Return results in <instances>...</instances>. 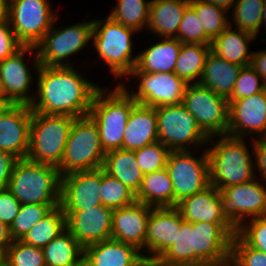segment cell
I'll list each match as a JSON object with an SVG mask.
<instances>
[{
  "instance_id": "1",
  "label": "cell",
  "mask_w": 266,
  "mask_h": 266,
  "mask_svg": "<svg viewBox=\"0 0 266 266\" xmlns=\"http://www.w3.org/2000/svg\"><path fill=\"white\" fill-rule=\"evenodd\" d=\"M37 90L30 105L33 112L47 115L87 116L95 93L101 87L83 77L75 66L40 65Z\"/></svg>"
},
{
  "instance_id": "2",
  "label": "cell",
  "mask_w": 266,
  "mask_h": 266,
  "mask_svg": "<svg viewBox=\"0 0 266 266\" xmlns=\"http://www.w3.org/2000/svg\"><path fill=\"white\" fill-rule=\"evenodd\" d=\"M248 142L228 134L209 137L206 150L211 185L221 190L256 178L253 148L250 151Z\"/></svg>"
},
{
  "instance_id": "3",
  "label": "cell",
  "mask_w": 266,
  "mask_h": 266,
  "mask_svg": "<svg viewBox=\"0 0 266 266\" xmlns=\"http://www.w3.org/2000/svg\"><path fill=\"white\" fill-rule=\"evenodd\" d=\"M109 91L101 86L94 95L89 116L97 124L100 141L105 153L122 149L124 130L134 98L120 84Z\"/></svg>"
},
{
  "instance_id": "4",
  "label": "cell",
  "mask_w": 266,
  "mask_h": 266,
  "mask_svg": "<svg viewBox=\"0 0 266 266\" xmlns=\"http://www.w3.org/2000/svg\"><path fill=\"white\" fill-rule=\"evenodd\" d=\"M106 16L102 19L93 18L92 46L113 74L114 80L120 81L126 79L136 66L138 55L133 56L132 36L137 31Z\"/></svg>"
},
{
  "instance_id": "5",
  "label": "cell",
  "mask_w": 266,
  "mask_h": 266,
  "mask_svg": "<svg viewBox=\"0 0 266 266\" xmlns=\"http://www.w3.org/2000/svg\"><path fill=\"white\" fill-rule=\"evenodd\" d=\"M61 178L54 165L18 159L7 189L21 204H60Z\"/></svg>"
},
{
  "instance_id": "6",
  "label": "cell",
  "mask_w": 266,
  "mask_h": 266,
  "mask_svg": "<svg viewBox=\"0 0 266 266\" xmlns=\"http://www.w3.org/2000/svg\"><path fill=\"white\" fill-rule=\"evenodd\" d=\"M75 117L33 112L27 159L58 167Z\"/></svg>"
},
{
  "instance_id": "7",
  "label": "cell",
  "mask_w": 266,
  "mask_h": 266,
  "mask_svg": "<svg viewBox=\"0 0 266 266\" xmlns=\"http://www.w3.org/2000/svg\"><path fill=\"white\" fill-rule=\"evenodd\" d=\"M105 152L95 121L89 116L75 118L69 131L64 156L58 166L61 176L101 168Z\"/></svg>"
},
{
  "instance_id": "8",
  "label": "cell",
  "mask_w": 266,
  "mask_h": 266,
  "mask_svg": "<svg viewBox=\"0 0 266 266\" xmlns=\"http://www.w3.org/2000/svg\"><path fill=\"white\" fill-rule=\"evenodd\" d=\"M57 18L35 46L38 60L40 65L48 67L73 66L69 57L78 54L92 41L93 20L59 28L54 25L58 21Z\"/></svg>"
},
{
  "instance_id": "9",
  "label": "cell",
  "mask_w": 266,
  "mask_h": 266,
  "mask_svg": "<svg viewBox=\"0 0 266 266\" xmlns=\"http://www.w3.org/2000/svg\"><path fill=\"white\" fill-rule=\"evenodd\" d=\"M156 112L158 139L170 151L192 150V148L197 150L198 147H207L209 137L182 104L160 106L156 108Z\"/></svg>"
},
{
  "instance_id": "10",
  "label": "cell",
  "mask_w": 266,
  "mask_h": 266,
  "mask_svg": "<svg viewBox=\"0 0 266 266\" xmlns=\"http://www.w3.org/2000/svg\"><path fill=\"white\" fill-rule=\"evenodd\" d=\"M194 150L170 151L166 169L174 189V207L184 198L190 197L211 185L207 150L195 157Z\"/></svg>"
},
{
  "instance_id": "11",
  "label": "cell",
  "mask_w": 266,
  "mask_h": 266,
  "mask_svg": "<svg viewBox=\"0 0 266 266\" xmlns=\"http://www.w3.org/2000/svg\"><path fill=\"white\" fill-rule=\"evenodd\" d=\"M182 105L194 116L208 136L225 135L229 126L228 99L199 83L188 84Z\"/></svg>"
},
{
  "instance_id": "12",
  "label": "cell",
  "mask_w": 266,
  "mask_h": 266,
  "mask_svg": "<svg viewBox=\"0 0 266 266\" xmlns=\"http://www.w3.org/2000/svg\"><path fill=\"white\" fill-rule=\"evenodd\" d=\"M50 1L9 0L8 19L24 46H36L52 27L58 12L52 9Z\"/></svg>"
},
{
  "instance_id": "13",
  "label": "cell",
  "mask_w": 266,
  "mask_h": 266,
  "mask_svg": "<svg viewBox=\"0 0 266 266\" xmlns=\"http://www.w3.org/2000/svg\"><path fill=\"white\" fill-rule=\"evenodd\" d=\"M27 55L33 56H30L33 58L31 69L25 62ZM39 66L35 46H23L15 54L0 62V92L10 104L28 106L32 104L35 94L31 91L32 81H34L31 71L37 72Z\"/></svg>"
},
{
  "instance_id": "14",
  "label": "cell",
  "mask_w": 266,
  "mask_h": 266,
  "mask_svg": "<svg viewBox=\"0 0 266 266\" xmlns=\"http://www.w3.org/2000/svg\"><path fill=\"white\" fill-rule=\"evenodd\" d=\"M136 79L137 89L130 91L124 83H120L138 104L150 107L182 104L187 83L173 73H146L131 71L126 79Z\"/></svg>"
},
{
  "instance_id": "15",
  "label": "cell",
  "mask_w": 266,
  "mask_h": 266,
  "mask_svg": "<svg viewBox=\"0 0 266 266\" xmlns=\"http://www.w3.org/2000/svg\"><path fill=\"white\" fill-rule=\"evenodd\" d=\"M220 198L223 214L236 229L247 219L266 216V182L258 177L222 188Z\"/></svg>"
},
{
  "instance_id": "16",
  "label": "cell",
  "mask_w": 266,
  "mask_h": 266,
  "mask_svg": "<svg viewBox=\"0 0 266 266\" xmlns=\"http://www.w3.org/2000/svg\"><path fill=\"white\" fill-rule=\"evenodd\" d=\"M195 265L220 266L231 257L232 239L237 229L232 224L193 223Z\"/></svg>"
},
{
  "instance_id": "17",
  "label": "cell",
  "mask_w": 266,
  "mask_h": 266,
  "mask_svg": "<svg viewBox=\"0 0 266 266\" xmlns=\"http://www.w3.org/2000/svg\"><path fill=\"white\" fill-rule=\"evenodd\" d=\"M102 167L62 176L60 206L63 211H81L102 205Z\"/></svg>"
},
{
  "instance_id": "18",
  "label": "cell",
  "mask_w": 266,
  "mask_h": 266,
  "mask_svg": "<svg viewBox=\"0 0 266 266\" xmlns=\"http://www.w3.org/2000/svg\"><path fill=\"white\" fill-rule=\"evenodd\" d=\"M266 130V89L258 94L233 101L229 105L227 134L258 139ZM257 134V135H256Z\"/></svg>"
},
{
  "instance_id": "19",
  "label": "cell",
  "mask_w": 266,
  "mask_h": 266,
  "mask_svg": "<svg viewBox=\"0 0 266 266\" xmlns=\"http://www.w3.org/2000/svg\"><path fill=\"white\" fill-rule=\"evenodd\" d=\"M32 109L28 105L10 104L0 113V150L17 159L28 155Z\"/></svg>"
},
{
  "instance_id": "20",
  "label": "cell",
  "mask_w": 266,
  "mask_h": 266,
  "mask_svg": "<svg viewBox=\"0 0 266 266\" xmlns=\"http://www.w3.org/2000/svg\"><path fill=\"white\" fill-rule=\"evenodd\" d=\"M112 211L103 205L81 211H64L66 229L84 248L110 239Z\"/></svg>"
},
{
  "instance_id": "21",
  "label": "cell",
  "mask_w": 266,
  "mask_h": 266,
  "mask_svg": "<svg viewBox=\"0 0 266 266\" xmlns=\"http://www.w3.org/2000/svg\"><path fill=\"white\" fill-rule=\"evenodd\" d=\"M180 226L181 213L177 207H153L145 238L146 261L157 260L175 242Z\"/></svg>"
},
{
  "instance_id": "22",
  "label": "cell",
  "mask_w": 266,
  "mask_h": 266,
  "mask_svg": "<svg viewBox=\"0 0 266 266\" xmlns=\"http://www.w3.org/2000/svg\"><path fill=\"white\" fill-rule=\"evenodd\" d=\"M153 207L141 202L112 211L111 238L145 252L147 224Z\"/></svg>"
},
{
  "instance_id": "23",
  "label": "cell",
  "mask_w": 266,
  "mask_h": 266,
  "mask_svg": "<svg viewBox=\"0 0 266 266\" xmlns=\"http://www.w3.org/2000/svg\"><path fill=\"white\" fill-rule=\"evenodd\" d=\"M144 254L132 245L110 238L84 248L83 266H144Z\"/></svg>"
},
{
  "instance_id": "24",
  "label": "cell",
  "mask_w": 266,
  "mask_h": 266,
  "mask_svg": "<svg viewBox=\"0 0 266 266\" xmlns=\"http://www.w3.org/2000/svg\"><path fill=\"white\" fill-rule=\"evenodd\" d=\"M176 207L182 218L192 223L232 224L222 212L220 190L213 185L184 198Z\"/></svg>"
},
{
  "instance_id": "25",
  "label": "cell",
  "mask_w": 266,
  "mask_h": 266,
  "mask_svg": "<svg viewBox=\"0 0 266 266\" xmlns=\"http://www.w3.org/2000/svg\"><path fill=\"white\" fill-rule=\"evenodd\" d=\"M159 141L156 108L136 104L128 117L122 149L137 150Z\"/></svg>"
},
{
  "instance_id": "26",
  "label": "cell",
  "mask_w": 266,
  "mask_h": 266,
  "mask_svg": "<svg viewBox=\"0 0 266 266\" xmlns=\"http://www.w3.org/2000/svg\"><path fill=\"white\" fill-rule=\"evenodd\" d=\"M190 0H151L146 30L159 38H177L178 29Z\"/></svg>"
},
{
  "instance_id": "27",
  "label": "cell",
  "mask_w": 266,
  "mask_h": 266,
  "mask_svg": "<svg viewBox=\"0 0 266 266\" xmlns=\"http://www.w3.org/2000/svg\"><path fill=\"white\" fill-rule=\"evenodd\" d=\"M181 44L177 38H160L137 54L136 66L132 71L173 73Z\"/></svg>"
},
{
  "instance_id": "28",
  "label": "cell",
  "mask_w": 266,
  "mask_h": 266,
  "mask_svg": "<svg viewBox=\"0 0 266 266\" xmlns=\"http://www.w3.org/2000/svg\"><path fill=\"white\" fill-rule=\"evenodd\" d=\"M242 67L228 62L210 51L206 57L203 73L198 83L228 99L234 90Z\"/></svg>"
},
{
  "instance_id": "29",
  "label": "cell",
  "mask_w": 266,
  "mask_h": 266,
  "mask_svg": "<svg viewBox=\"0 0 266 266\" xmlns=\"http://www.w3.org/2000/svg\"><path fill=\"white\" fill-rule=\"evenodd\" d=\"M256 36L229 25L211 43V51L228 62L248 66L253 57V50L249 45Z\"/></svg>"
},
{
  "instance_id": "30",
  "label": "cell",
  "mask_w": 266,
  "mask_h": 266,
  "mask_svg": "<svg viewBox=\"0 0 266 266\" xmlns=\"http://www.w3.org/2000/svg\"><path fill=\"white\" fill-rule=\"evenodd\" d=\"M102 168L137 194L144 174L139 168L134 151L118 149L105 153Z\"/></svg>"
},
{
  "instance_id": "31",
  "label": "cell",
  "mask_w": 266,
  "mask_h": 266,
  "mask_svg": "<svg viewBox=\"0 0 266 266\" xmlns=\"http://www.w3.org/2000/svg\"><path fill=\"white\" fill-rule=\"evenodd\" d=\"M136 201L151 207H174V189L166 167L144 175Z\"/></svg>"
},
{
  "instance_id": "32",
  "label": "cell",
  "mask_w": 266,
  "mask_h": 266,
  "mask_svg": "<svg viewBox=\"0 0 266 266\" xmlns=\"http://www.w3.org/2000/svg\"><path fill=\"white\" fill-rule=\"evenodd\" d=\"M46 266H83L84 247L65 229L42 248Z\"/></svg>"
},
{
  "instance_id": "33",
  "label": "cell",
  "mask_w": 266,
  "mask_h": 266,
  "mask_svg": "<svg viewBox=\"0 0 266 266\" xmlns=\"http://www.w3.org/2000/svg\"><path fill=\"white\" fill-rule=\"evenodd\" d=\"M211 45L182 43L174 73L187 84L198 83Z\"/></svg>"
},
{
  "instance_id": "34",
  "label": "cell",
  "mask_w": 266,
  "mask_h": 266,
  "mask_svg": "<svg viewBox=\"0 0 266 266\" xmlns=\"http://www.w3.org/2000/svg\"><path fill=\"white\" fill-rule=\"evenodd\" d=\"M195 230L193 223L181 215V226L175 242L157 259L167 265H195Z\"/></svg>"
},
{
  "instance_id": "35",
  "label": "cell",
  "mask_w": 266,
  "mask_h": 266,
  "mask_svg": "<svg viewBox=\"0 0 266 266\" xmlns=\"http://www.w3.org/2000/svg\"><path fill=\"white\" fill-rule=\"evenodd\" d=\"M65 229L66 216L59 205L36 223L20 241L27 245L43 248Z\"/></svg>"
},
{
  "instance_id": "36",
  "label": "cell",
  "mask_w": 266,
  "mask_h": 266,
  "mask_svg": "<svg viewBox=\"0 0 266 266\" xmlns=\"http://www.w3.org/2000/svg\"><path fill=\"white\" fill-rule=\"evenodd\" d=\"M116 6L108 14L114 21L138 33L147 29L151 0H116Z\"/></svg>"
},
{
  "instance_id": "37",
  "label": "cell",
  "mask_w": 266,
  "mask_h": 266,
  "mask_svg": "<svg viewBox=\"0 0 266 266\" xmlns=\"http://www.w3.org/2000/svg\"><path fill=\"white\" fill-rule=\"evenodd\" d=\"M190 6L195 10L202 22L205 35L213 41L229 25V12L205 0H190Z\"/></svg>"
},
{
  "instance_id": "38",
  "label": "cell",
  "mask_w": 266,
  "mask_h": 266,
  "mask_svg": "<svg viewBox=\"0 0 266 266\" xmlns=\"http://www.w3.org/2000/svg\"><path fill=\"white\" fill-rule=\"evenodd\" d=\"M264 0H237L230 25L257 37L260 34Z\"/></svg>"
},
{
  "instance_id": "39",
  "label": "cell",
  "mask_w": 266,
  "mask_h": 266,
  "mask_svg": "<svg viewBox=\"0 0 266 266\" xmlns=\"http://www.w3.org/2000/svg\"><path fill=\"white\" fill-rule=\"evenodd\" d=\"M99 195L102 205L112 210L126 207L136 202V194L117 178L107 174L103 168Z\"/></svg>"
},
{
  "instance_id": "40",
  "label": "cell",
  "mask_w": 266,
  "mask_h": 266,
  "mask_svg": "<svg viewBox=\"0 0 266 266\" xmlns=\"http://www.w3.org/2000/svg\"><path fill=\"white\" fill-rule=\"evenodd\" d=\"M60 204H21L18 215L10 225V233L14 241L21 240L27 232L53 208Z\"/></svg>"
},
{
  "instance_id": "41",
  "label": "cell",
  "mask_w": 266,
  "mask_h": 266,
  "mask_svg": "<svg viewBox=\"0 0 266 266\" xmlns=\"http://www.w3.org/2000/svg\"><path fill=\"white\" fill-rule=\"evenodd\" d=\"M6 266H46L42 248L13 241L5 251Z\"/></svg>"
},
{
  "instance_id": "42",
  "label": "cell",
  "mask_w": 266,
  "mask_h": 266,
  "mask_svg": "<svg viewBox=\"0 0 266 266\" xmlns=\"http://www.w3.org/2000/svg\"><path fill=\"white\" fill-rule=\"evenodd\" d=\"M134 153L139 168L145 175L165 168L170 150L160 141H157L134 150Z\"/></svg>"
},
{
  "instance_id": "43",
  "label": "cell",
  "mask_w": 266,
  "mask_h": 266,
  "mask_svg": "<svg viewBox=\"0 0 266 266\" xmlns=\"http://www.w3.org/2000/svg\"><path fill=\"white\" fill-rule=\"evenodd\" d=\"M177 39L181 43L211 45L212 41L205 35L202 22L195 10L189 5L182 17Z\"/></svg>"
},
{
  "instance_id": "44",
  "label": "cell",
  "mask_w": 266,
  "mask_h": 266,
  "mask_svg": "<svg viewBox=\"0 0 266 266\" xmlns=\"http://www.w3.org/2000/svg\"><path fill=\"white\" fill-rule=\"evenodd\" d=\"M266 89L262 77L250 66L242 67L236 80L234 90L228 98V104L233 101L258 94Z\"/></svg>"
},
{
  "instance_id": "45",
  "label": "cell",
  "mask_w": 266,
  "mask_h": 266,
  "mask_svg": "<svg viewBox=\"0 0 266 266\" xmlns=\"http://www.w3.org/2000/svg\"><path fill=\"white\" fill-rule=\"evenodd\" d=\"M230 258L238 266H266V253L250 247L237 233L232 239Z\"/></svg>"
},
{
  "instance_id": "46",
  "label": "cell",
  "mask_w": 266,
  "mask_h": 266,
  "mask_svg": "<svg viewBox=\"0 0 266 266\" xmlns=\"http://www.w3.org/2000/svg\"><path fill=\"white\" fill-rule=\"evenodd\" d=\"M237 234L250 246L266 253V216L245 221Z\"/></svg>"
},
{
  "instance_id": "47",
  "label": "cell",
  "mask_w": 266,
  "mask_h": 266,
  "mask_svg": "<svg viewBox=\"0 0 266 266\" xmlns=\"http://www.w3.org/2000/svg\"><path fill=\"white\" fill-rule=\"evenodd\" d=\"M24 45L17 39L9 19L0 22V62L15 54Z\"/></svg>"
},
{
  "instance_id": "48",
  "label": "cell",
  "mask_w": 266,
  "mask_h": 266,
  "mask_svg": "<svg viewBox=\"0 0 266 266\" xmlns=\"http://www.w3.org/2000/svg\"><path fill=\"white\" fill-rule=\"evenodd\" d=\"M20 206L21 203L7 188L0 190V221L10 227L18 215Z\"/></svg>"
},
{
  "instance_id": "49",
  "label": "cell",
  "mask_w": 266,
  "mask_h": 266,
  "mask_svg": "<svg viewBox=\"0 0 266 266\" xmlns=\"http://www.w3.org/2000/svg\"><path fill=\"white\" fill-rule=\"evenodd\" d=\"M17 158L11 153L0 150V190L6 189Z\"/></svg>"
},
{
  "instance_id": "50",
  "label": "cell",
  "mask_w": 266,
  "mask_h": 266,
  "mask_svg": "<svg viewBox=\"0 0 266 266\" xmlns=\"http://www.w3.org/2000/svg\"><path fill=\"white\" fill-rule=\"evenodd\" d=\"M251 147L253 148L254 154V164H255V173L256 170L259 172V176L262 177V180L266 182V145H264L259 139L251 140Z\"/></svg>"
},
{
  "instance_id": "51",
  "label": "cell",
  "mask_w": 266,
  "mask_h": 266,
  "mask_svg": "<svg viewBox=\"0 0 266 266\" xmlns=\"http://www.w3.org/2000/svg\"><path fill=\"white\" fill-rule=\"evenodd\" d=\"M250 66L262 77L266 84V49L253 51Z\"/></svg>"
},
{
  "instance_id": "52",
  "label": "cell",
  "mask_w": 266,
  "mask_h": 266,
  "mask_svg": "<svg viewBox=\"0 0 266 266\" xmlns=\"http://www.w3.org/2000/svg\"><path fill=\"white\" fill-rule=\"evenodd\" d=\"M13 241L14 240L12 239L10 233V227L0 221V250L5 253Z\"/></svg>"
},
{
  "instance_id": "53",
  "label": "cell",
  "mask_w": 266,
  "mask_h": 266,
  "mask_svg": "<svg viewBox=\"0 0 266 266\" xmlns=\"http://www.w3.org/2000/svg\"><path fill=\"white\" fill-rule=\"evenodd\" d=\"M205 1L210 2L216 6L222 7L230 13L237 0H205Z\"/></svg>"
},
{
  "instance_id": "54",
  "label": "cell",
  "mask_w": 266,
  "mask_h": 266,
  "mask_svg": "<svg viewBox=\"0 0 266 266\" xmlns=\"http://www.w3.org/2000/svg\"><path fill=\"white\" fill-rule=\"evenodd\" d=\"M9 0H0V22L8 20Z\"/></svg>"
},
{
  "instance_id": "55",
  "label": "cell",
  "mask_w": 266,
  "mask_h": 266,
  "mask_svg": "<svg viewBox=\"0 0 266 266\" xmlns=\"http://www.w3.org/2000/svg\"><path fill=\"white\" fill-rule=\"evenodd\" d=\"M144 266H196V265H167L157 260H148L145 262Z\"/></svg>"
},
{
  "instance_id": "56",
  "label": "cell",
  "mask_w": 266,
  "mask_h": 266,
  "mask_svg": "<svg viewBox=\"0 0 266 266\" xmlns=\"http://www.w3.org/2000/svg\"><path fill=\"white\" fill-rule=\"evenodd\" d=\"M10 105L4 96H0V113Z\"/></svg>"
},
{
  "instance_id": "57",
  "label": "cell",
  "mask_w": 266,
  "mask_h": 266,
  "mask_svg": "<svg viewBox=\"0 0 266 266\" xmlns=\"http://www.w3.org/2000/svg\"><path fill=\"white\" fill-rule=\"evenodd\" d=\"M263 26H264L265 31H266V0H264V3H263V13H262L261 27H263Z\"/></svg>"
},
{
  "instance_id": "58",
  "label": "cell",
  "mask_w": 266,
  "mask_h": 266,
  "mask_svg": "<svg viewBox=\"0 0 266 266\" xmlns=\"http://www.w3.org/2000/svg\"><path fill=\"white\" fill-rule=\"evenodd\" d=\"M220 266H238L231 258L227 259Z\"/></svg>"
},
{
  "instance_id": "59",
  "label": "cell",
  "mask_w": 266,
  "mask_h": 266,
  "mask_svg": "<svg viewBox=\"0 0 266 266\" xmlns=\"http://www.w3.org/2000/svg\"><path fill=\"white\" fill-rule=\"evenodd\" d=\"M5 253L0 250V266H3L5 264Z\"/></svg>"
},
{
  "instance_id": "60",
  "label": "cell",
  "mask_w": 266,
  "mask_h": 266,
  "mask_svg": "<svg viewBox=\"0 0 266 266\" xmlns=\"http://www.w3.org/2000/svg\"><path fill=\"white\" fill-rule=\"evenodd\" d=\"M264 145H266V130L265 132L258 138Z\"/></svg>"
}]
</instances>
